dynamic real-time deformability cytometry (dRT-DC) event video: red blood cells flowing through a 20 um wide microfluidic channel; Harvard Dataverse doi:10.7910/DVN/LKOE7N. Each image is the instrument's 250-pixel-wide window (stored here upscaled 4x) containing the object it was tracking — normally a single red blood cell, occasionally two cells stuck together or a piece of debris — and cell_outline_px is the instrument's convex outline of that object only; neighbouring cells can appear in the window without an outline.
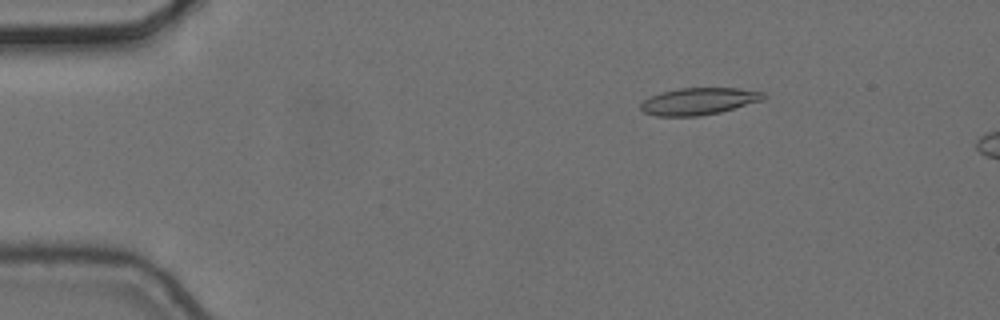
{"species": "common noctule bat (a hibernating species)", "species_latin": "Nyctalus noctula", "temperature_condition": "cold", "stored_images_in_passage": 3, "camera_frame_rate_fps": 3000, "um_per_image_px": 0.085, "animal": {"sex": "female", "body_mass_g": 24.6, "forearm_length_mm": 56.2}, "frame": {"image": 1, "passage_image": 2, "time_ms": 0.333, "image_size_px": [1000, 320], "cell_outline_px": [[768, 96], [764, 100], [720, 112], [696, 116], [656, 116], [644, 112], [640, 108], [640, 104], [644, 100], [660, 92], [680, 88], [740, 88], [764, 92]], "centroid_in_image_um": [59.43, 8.6], "position_along_channel_um": 25.6, "area_um2": 19.36}}